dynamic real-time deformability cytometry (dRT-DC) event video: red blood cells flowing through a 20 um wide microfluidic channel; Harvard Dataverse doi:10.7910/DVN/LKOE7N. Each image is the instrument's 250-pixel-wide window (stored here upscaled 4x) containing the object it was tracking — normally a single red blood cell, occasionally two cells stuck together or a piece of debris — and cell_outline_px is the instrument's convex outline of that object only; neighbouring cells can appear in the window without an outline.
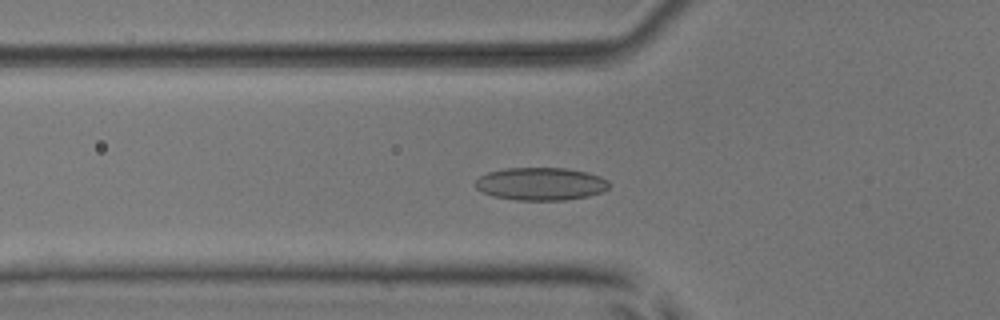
{"species": "common noctule bat (a hibernating species)", "species_latin": "Nyctalus noctula", "temperature_condition": "room temperature", "stored_images_in_passage": 38, "camera_frame_rate_fps": 3000, "um_per_image_px": 0.085, "animal": {"sex": "male", "body_mass_g": 17.9, "forearm_length_mm": 54.2}, "frame": {"image": 1, "passage_image": 4, "time_ms": 1.0, "image_size_px": [1000, 320], "cell_outline_px": [[612, 184], [604, 192], [588, 196], [564, 200], [516, 200], [492, 196], [476, 188], [476, 180], [480, 176], [488, 172], [504, 168], [564, 168], [588, 172], [600, 176], [608, 180]], "centroid_in_image_um": [46.01, 15.63], "position_along_channel_um": 79.8, "area_um2": 25.72}}
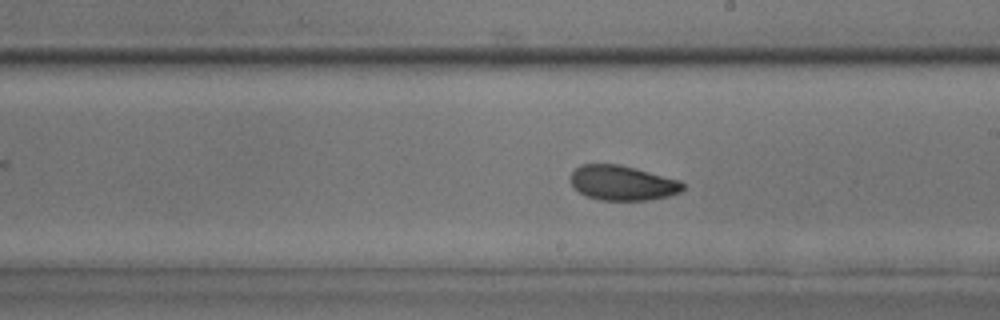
{"frame": {"image": 2, "passage_image": 16, "time_ms": 5.0, "image_size_px": [1000, 320], "cell_outline_px": [[684, 188], [680, 192], [668, 196], [648, 200], [600, 200], [588, 196], [572, 188], [568, 176], [580, 164], [620, 164], [636, 168], [680, 180], [684, 184]], "centroid_in_image_um": [52.87, 15.54], "position_along_channel_um": 236.1, "area_um2": 23.0}}
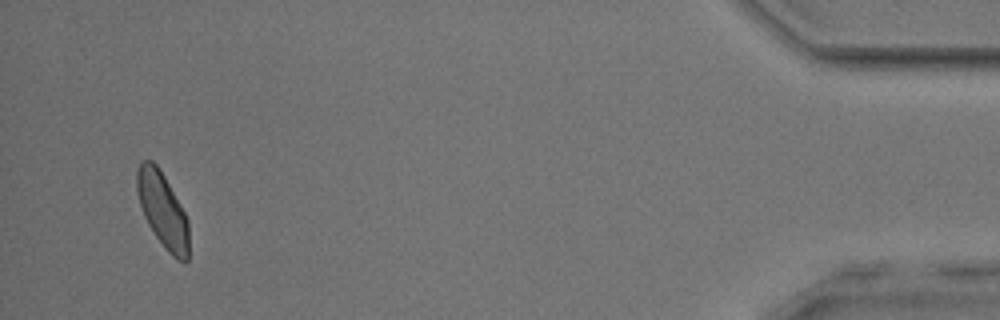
{"frame": {"image": 3, "passage_image": 36, "time_ms": 11.667, "image_size_px": [1000, 320], "cell_outline_px": [[188, 260], [180, 260], [172, 256], [164, 248], [148, 224], [144, 216], [136, 192], [136, 172], [140, 164], [144, 160], [152, 160], [160, 168], [180, 204], [188, 220]], "centroid_in_image_um": [13.81, 17.82], "position_along_channel_um": 421.4, "area_um2": 22.54}, "authors_computed_cell_mechanics": {"area_um2": 23.0044, "velocity_mm_per_s": 3.9186, "shape_relaxation_time_tau1_ms": 3.8826, "shape_relaxation_time_tau2_ms": 3.0479, "deformation_change_tau1": 0.0914, "deformation_change_tau2": 0.07}}